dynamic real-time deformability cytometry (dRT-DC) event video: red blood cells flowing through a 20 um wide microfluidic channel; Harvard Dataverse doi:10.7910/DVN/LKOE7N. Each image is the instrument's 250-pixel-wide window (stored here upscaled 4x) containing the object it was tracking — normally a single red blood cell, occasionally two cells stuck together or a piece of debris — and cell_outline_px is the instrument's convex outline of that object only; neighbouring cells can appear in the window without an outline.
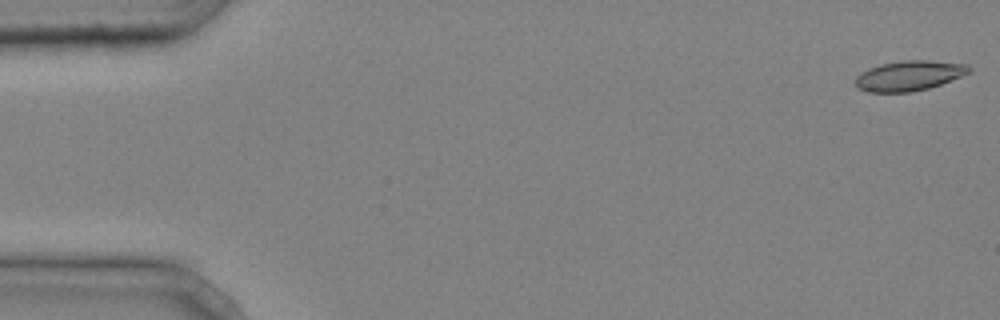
{"species": "common noctule bat (a hibernating species)", "species_latin": "Nyctalus noctula", "temperature_condition": "cold", "stored_images_in_passage": 42, "camera_frame_rate_fps": 3000, "um_per_image_px": 0.085, "animal": {"sex": "male", "body_mass_g": 20.4}, "frame": {"image": 1, "passage_image": 1, "time_ms": 0.0, "image_size_px": [1000, 320], "cell_outline_px": [[972, 72], [940, 84], [928, 88], [912, 92], [868, 92], [856, 88], [856, 76], [860, 72], [868, 68], [880, 64], [904, 60], [928, 60], [968, 64], [972, 68]], "centroid_in_image_um": [77.27, 6.43], "position_along_channel_um": 7.7, "area_um2": 20.06}}
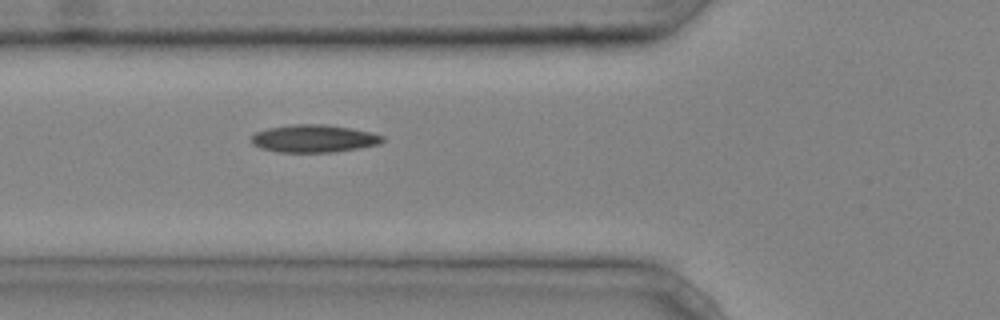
{"frame": {"image": 2, "passage_image": 17, "time_ms": 5.333, "image_size_px": [1000, 320], "cell_outline_px": [[384, 140], [380, 144], [360, 148], [332, 152], [276, 152], [260, 148], [252, 144], [252, 136], [256, 132], [268, 128], [292, 124], [324, 124], [352, 128], [372, 132], [384, 136]], "centroid_in_image_um": [26.7, 11.77], "position_along_channel_um": 99.1, "area_um2": 21.27}}
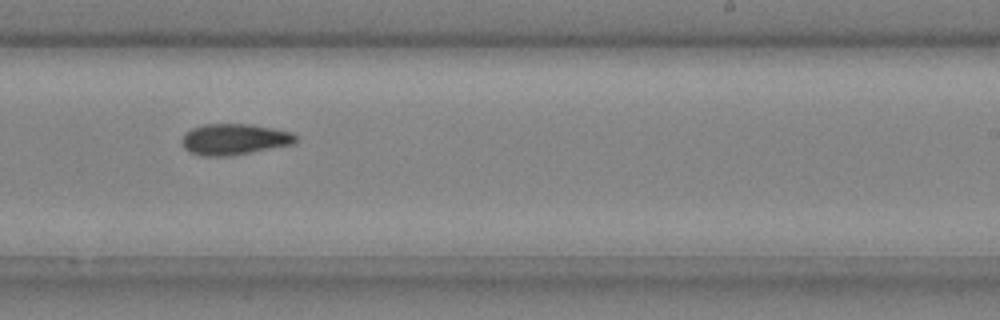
{"frame": {"image": 3, "passage_image": 29, "time_ms": 9.333, "image_size_px": [1000, 320], "cell_outline_px": [[296, 140], [292, 144], [228, 156], [200, 156], [188, 152], [184, 148], [184, 132], [192, 128], [204, 124], [252, 124], [292, 132], [296, 136]], "centroid_in_image_um": [19.88, 11.83], "position_along_channel_um": 269.1, "area_um2": 20.4}, "authors_computed_cell_mechanics": {"area_um2": 20.0855, "velocity_mm_per_s": 4.2506, "shape_relaxation_time_tau1_ms": 8.0437, "shape_relaxation_time_tau2_ms": 6.524, "deformation_change_tau1": 0.1702, "deformation_change_tau2": 0.1382}}